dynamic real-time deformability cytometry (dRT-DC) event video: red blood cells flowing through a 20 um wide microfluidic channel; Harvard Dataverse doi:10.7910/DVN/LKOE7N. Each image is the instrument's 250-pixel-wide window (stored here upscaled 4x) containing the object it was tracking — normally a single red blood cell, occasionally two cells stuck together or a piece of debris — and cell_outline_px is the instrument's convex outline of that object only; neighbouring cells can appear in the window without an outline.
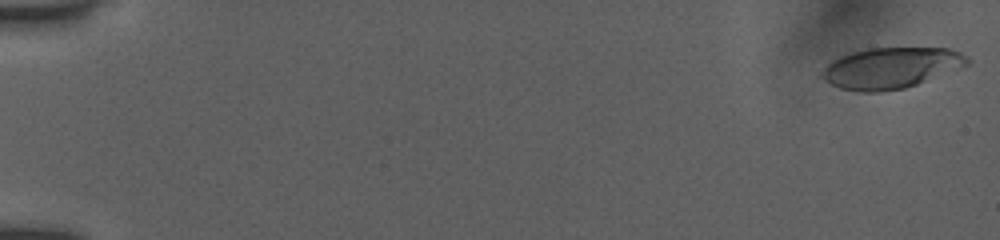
{"species": "human", "species_latin": "Homo sapiens", "temperature_condition": "room temperature", "stored_images_in_passage": 53, "camera_frame_rate_fps": 3000, "um_per_image_px": 0.085, "donor": {"sex": "female"}, "frame": {"image": 1, "passage_image": 1, "time_ms": 0.0, "image_size_px": [1000, 240], "cell_outline_px": [[972, 60], [968, 64], [960, 68], [916, 84], [904, 88], [880, 92], [860, 92], [840, 88], [824, 80], [820, 76], [820, 72], [832, 60], [840, 56], [852, 52], [868, 48], [948, 48], [960, 52], [968, 56]], "centroid_in_image_um": [75.73, 5.77], "position_along_channel_um": 9.3, "area_um2": 34.68}}
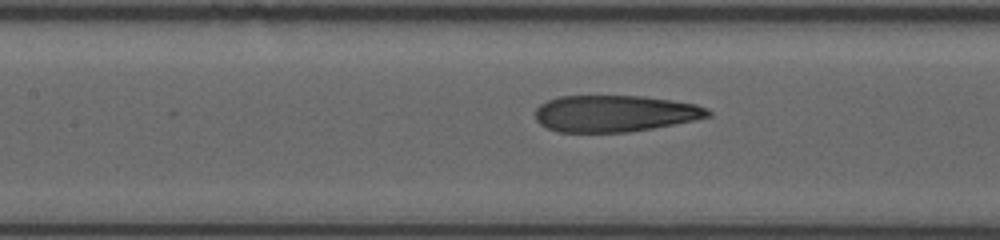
{"frame": {"image": 2, "passage_image": 26, "time_ms": 8.333, "image_size_px": [1000, 240], "cell_outline_px": [[712, 116], [696, 120], [652, 128], [628, 132], [560, 132], [548, 128], [540, 124], [536, 120], [536, 108], [540, 104], [548, 100], [560, 96], [644, 96], [672, 100], [696, 104], [708, 108], [712, 112]], "centroid_in_image_um": [52.29, 9.64], "position_along_channel_um": 155.1, "area_um2": 36.93}}
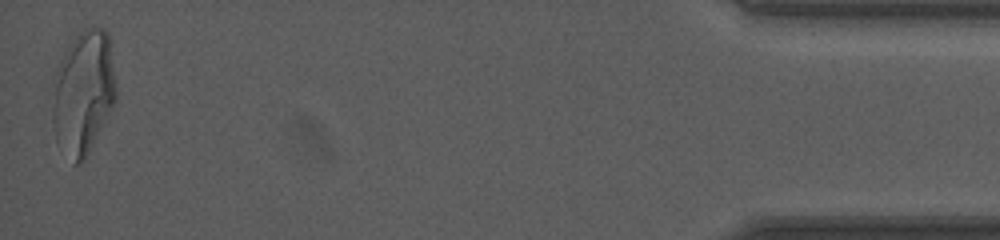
{"frame": {"image": 3, "passage_image": 53, "time_ms": 17.333, "image_size_px": [1000, 240], "cell_outline_px": [[116, 100], [84, 160], [80, 164], [72, 164], [56, 144], [52, 120], [52, 108], [56, 68], [64, 52], [72, 40], [84, 28], [104, 28], [108, 32], [116, 88]], "centroid_in_image_um": [7.06, 7.9], "position_along_channel_um": 428.1, "area_um2": 45.84}, "authors_computed_cell_mechanics": {"area_um2": 38.0324, "velocity_mm_per_s": 3.9224, "shape_relaxation_time_tau1_ms": 5.9246, "shape_relaxation_time_tau2_ms": 1.2333, "deformation_change_tau1": 0.2252, "deformation_change_tau2": 0.1075}}